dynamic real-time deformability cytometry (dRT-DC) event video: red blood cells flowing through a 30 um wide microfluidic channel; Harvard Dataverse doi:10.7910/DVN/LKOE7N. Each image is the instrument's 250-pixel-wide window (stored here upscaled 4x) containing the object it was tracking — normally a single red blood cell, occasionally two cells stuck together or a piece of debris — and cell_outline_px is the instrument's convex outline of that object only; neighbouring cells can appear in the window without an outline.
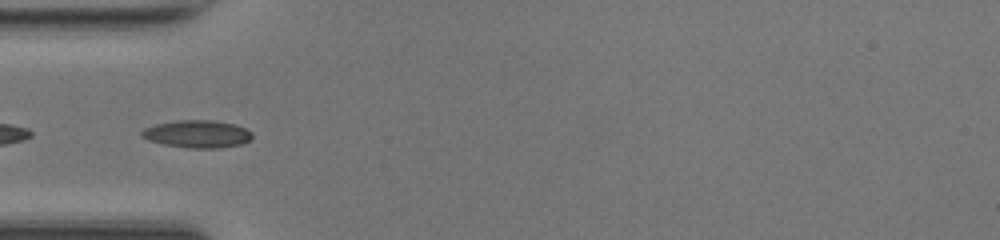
{"species": "common noctule bat (a hibernating species)", "species_latin": "Nyctalus noctula", "temperature_condition": "room temperature", "stored_images_in_passage": 37, "camera_frame_rate_fps": 3000, "um_per_image_px": 0.085, "animal": {"sex": "female", "body_mass_g": 17.0, "forearm_length_mm": 48.0}, "frame": {"image": 1, "passage_image": 4, "time_ms": 1.0, "image_size_px": [1000, 240], "cell_outline_px": [[252, 136], [248, 140], [240, 144], [220, 148], [188, 148], [164, 144], [148, 140], [140, 136], [140, 132], [144, 128], [156, 124], [176, 120], [212, 120], [236, 124], [252, 132]], "centroid_in_image_um": [16.74, 11.38], "position_along_channel_um": 68.3, "area_um2": 17.74}}
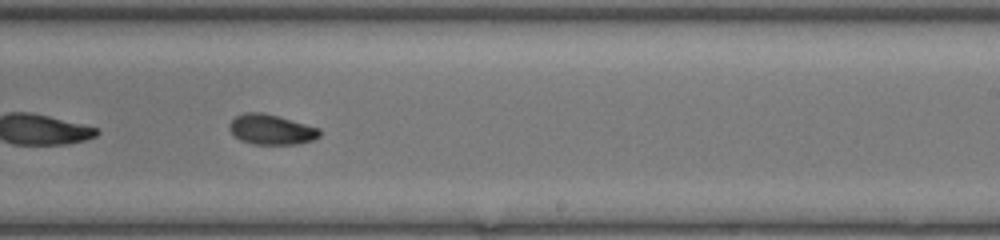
{"frame": {"image": 2, "passage_image": 18, "time_ms": 5.667, "image_size_px": [1000, 240], "cell_outline_px": [[320, 136], [312, 140], [296, 144], [252, 144], [240, 140], [228, 128], [228, 124], [236, 116], [244, 112], [260, 112], [276, 116], [320, 128]], "centroid_in_image_um": [23.03, 11.01], "position_along_channel_um": 266.0, "area_um2": 15.66}}
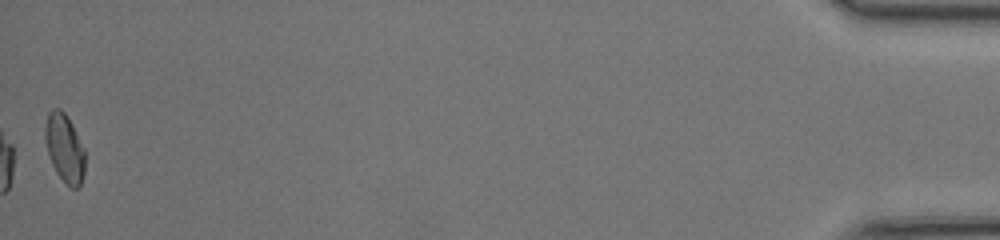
{"frame": {"image": 3, "passage_image": 37, "time_ms": 12.0, "image_size_px": [1000, 240], "cell_outline_px": [[84, 172], [80, 184], [76, 188], [72, 188], [56, 172], [48, 156], [44, 136], [44, 128], [48, 112], [52, 108], [60, 108], [64, 112], [72, 124], [84, 148]], "centroid_in_image_um": [5.46, 12.54], "position_along_channel_um": 429.7, "area_um2": 15.78}, "authors_computed_cell_mechanics": {"area_um2": 15.895, "velocity_mm_per_s": 4.2297, "shape_relaxation_time_tau1_ms": 10.9407, "shape_relaxation_time_tau2_ms": 2.4818, "deformation_change_tau1": 0.2416, "deformation_change_tau2": 0.0544}}